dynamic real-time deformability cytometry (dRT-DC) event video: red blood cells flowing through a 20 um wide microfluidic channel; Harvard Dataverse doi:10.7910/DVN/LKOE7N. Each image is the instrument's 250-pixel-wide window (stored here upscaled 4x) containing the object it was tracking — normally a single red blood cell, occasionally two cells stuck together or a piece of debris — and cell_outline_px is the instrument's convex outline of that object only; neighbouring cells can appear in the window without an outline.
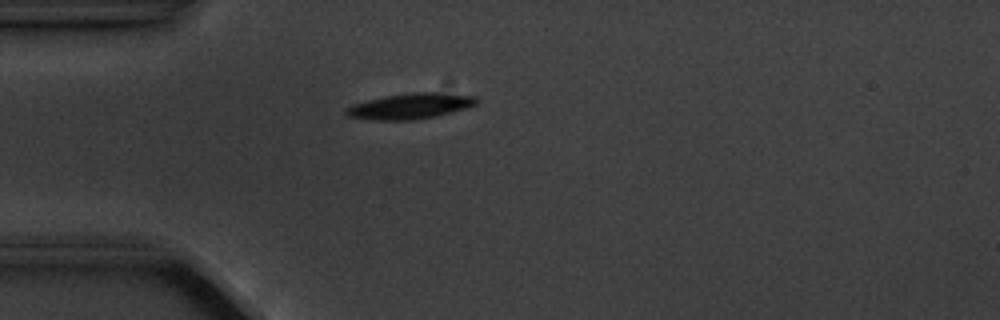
{"species": "common noctule bat (a hibernating species)", "species_latin": "Nyctalus noctula", "temperature_condition": "cold", "stored_images_in_passage": 4, "camera_frame_rate_fps": 3000, "um_per_image_px": 0.085, "animal": {"sex": "male", "body_mass_g": 20.1, "forearm_length_mm": 53.5}, "frame": {"image": 1, "passage_image": 3, "time_ms": 2.333, "image_size_px": [1000, 320], "cell_outline_px": [[480, 100], [476, 104], [452, 112], [436, 116], [412, 120], [376, 120], [348, 116], [344, 112], [344, 108], [352, 104], [384, 96], [412, 92], [436, 92], [476, 96]], "centroid_in_image_um": [34.87, 9.01], "position_along_channel_um": 50.1, "area_um2": 19.48}}